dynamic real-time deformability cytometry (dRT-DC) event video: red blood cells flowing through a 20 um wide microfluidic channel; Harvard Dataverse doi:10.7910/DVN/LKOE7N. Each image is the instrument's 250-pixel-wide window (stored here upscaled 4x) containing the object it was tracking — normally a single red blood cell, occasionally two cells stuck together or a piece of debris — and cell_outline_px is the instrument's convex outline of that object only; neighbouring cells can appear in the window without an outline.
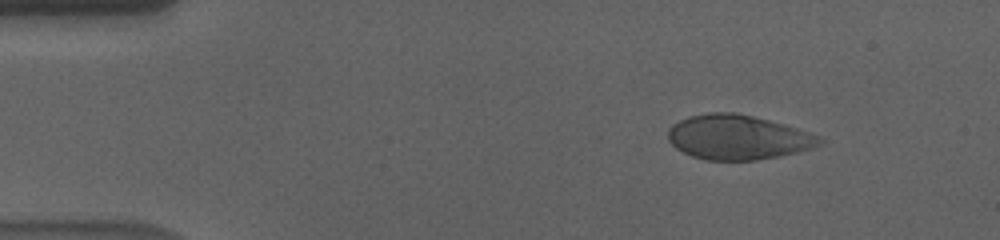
{"species": "human", "species_latin": "Homo sapiens", "temperature_condition": "cold", "stored_images_in_passage": 56, "camera_frame_rate_fps": 3000, "um_per_image_px": 0.085, "donor": {"sex": "male"}, "frame": {"image": 1, "passage_image": 7, "time_ms": 2.0, "image_size_px": [1000, 240], "cell_outline_px": [[824, 140], [820, 144], [812, 148], [780, 156], [756, 160], [708, 160], [692, 156], [676, 148], [668, 140], [668, 128], [672, 124], [688, 116], [708, 112], [736, 112], [784, 124], [820, 136]], "centroid_in_image_um": [62.7, 11.66], "position_along_channel_um": 22.3, "area_um2": 39.36}}
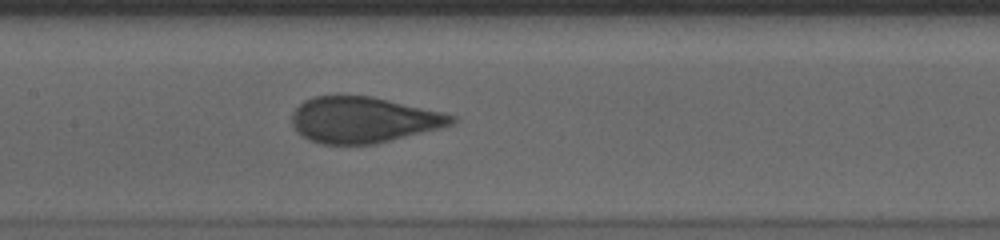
{"frame": {"image": 2, "passage_image": 27, "time_ms": 8.667, "image_size_px": [1000, 240], "cell_outline_px": [[460, 120], [452, 124], [440, 128], [376, 144], [320, 144], [308, 140], [300, 136], [296, 132], [292, 124], [292, 112], [304, 100], [312, 96], [372, 96], [444, 112], [456, 116]], "centroid_in_image_um": [30.88, 10.19], "position_along_channel_um": 176.5, "area_um2": 43.12}}
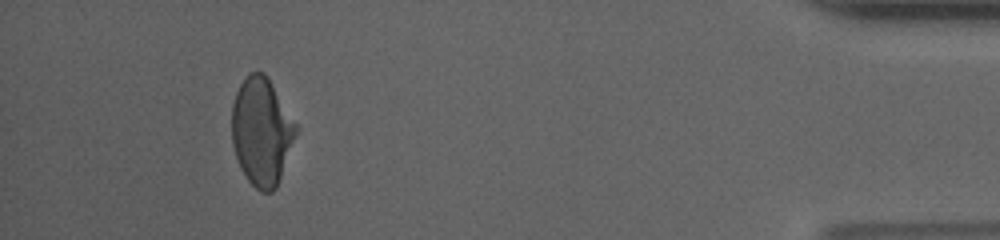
{"frame": {"image": 3, "passage_image": 52, "time_ms": 17.0, "image_size_px": [1000, 240], "cell_outline_px": [[296, 132], [276, 188], [272, 192], [260, 192], [248, 180], [240, 168], [232, 144], [232, 104], [236, 92], [240, 84], [248, 72], [264, 72], [268, 76], [296, 124]], "centroid_in_image_um": [22.2, 11.15], "position_along_channel_um": 413.0, "area_um2": 39.88}, "authors_computed_cell_mechanics": {"area_um2": 42.8587, "velocity_mm_per_s": 3.571, "shape_relaxation_time_tau1_ms": 5.6242, "shape_relaxation_time_tau2_ms": null, "deformation_change_tau1": 0.1547, "deformation_change_tau2": null}}